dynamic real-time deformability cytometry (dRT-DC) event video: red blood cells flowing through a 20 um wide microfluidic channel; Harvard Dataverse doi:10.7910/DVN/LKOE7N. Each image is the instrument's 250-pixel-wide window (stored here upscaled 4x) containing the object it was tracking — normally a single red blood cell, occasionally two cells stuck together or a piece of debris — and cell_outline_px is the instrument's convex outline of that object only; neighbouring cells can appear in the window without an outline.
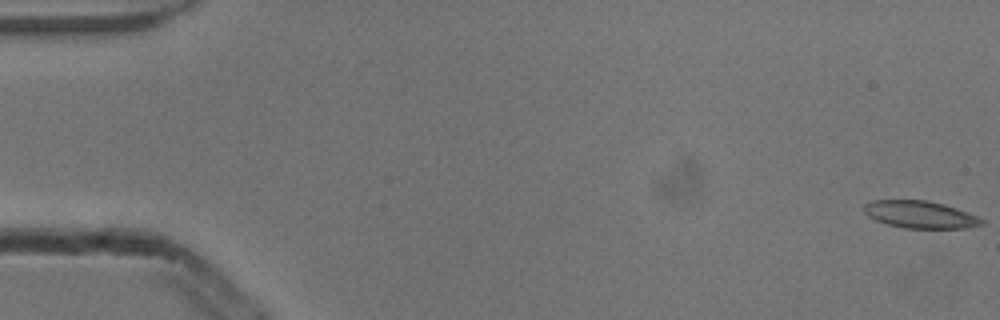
{"species": "common noctule bat (a hibernating species)", "species_latin": "Nyctalus noctula", "temperature_condition": "cold", "stored_images_in_passage": 54, "camera_frame_rate_fps": 3000, "um_per_image_px": 0.085, "animal": {"sex": "male", "body_mass_g": 13.3}, "frame": {"image": 1, "passage_image": 1, "time_ms": 0.0, "image_size_px": [1000, 320], "cell_outline_px": [[984, 224], [968, 228], [904, 228], [888, 224], [876, 220], [868, 216], [864, 212], [864, 204], [872, 200], [928, 200], [944, 204], [980, 216], [984, 220]], "centroid_in_image_um": [78.25, 18.23], "position_along_channel_um": 6.8, "area_um2": 18.84}}
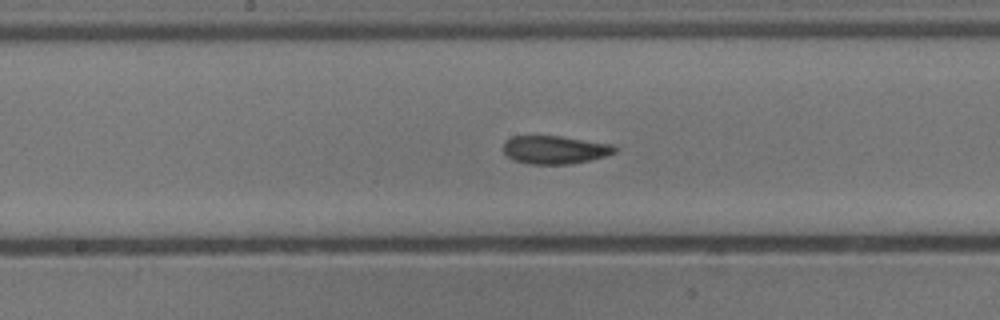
{"frame": {"image": 2, "passage_image": 28, "time_ms": 9.0, "image_size_px": [1000, 320], "cell_outline_px": [[616, 152], [604, 156], [588, 160], [568, 164], [528, 164], [512, 160], [504, 152], [504, 140], [512, 136], [560, 136], [612, 144], [616, 148]], "centroid_in_image_um": [47.12, 12.73], "position_along_channel_um": 201.1, "area_um2": 18.21}}
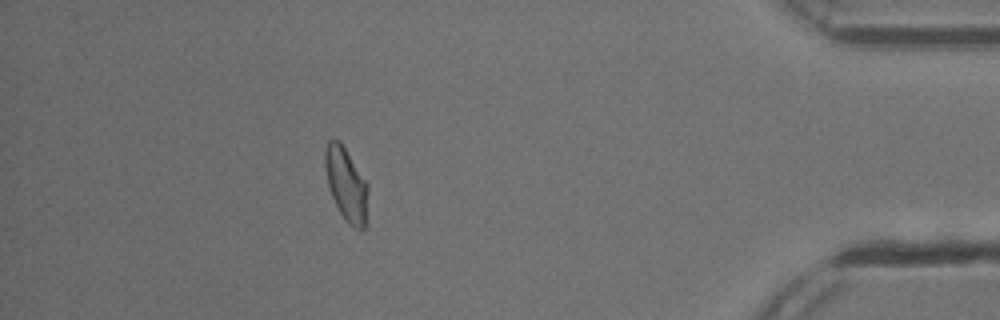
{"frame": {"image": 3, "passage_image": 48, "time_ms": 15.667, "image_size_px": [1000, 320], "cell_outline_px": [[368, 188], [364, 228], [352, 228], [344, 220], [332, 196], [328, 184], [324, 168], [324, 152], [328, 140], [340, 140], [368, 184]], "centroid_in_image_um": [29.41, 15.64], "position_along_channel_um": 405.8, "area_um2": 18.21}, "authors_computed_cell_mechanics": {"area_um2": 18.8428, "velocity_mm_per_s": 3.8391, "shape_relaxation_time_tau1_ms": null, "shape_relaxation_time_tau2_ms": 2.8052, "deformation_change_tau1": null, "deformation_change_tau2": 0.1049}}